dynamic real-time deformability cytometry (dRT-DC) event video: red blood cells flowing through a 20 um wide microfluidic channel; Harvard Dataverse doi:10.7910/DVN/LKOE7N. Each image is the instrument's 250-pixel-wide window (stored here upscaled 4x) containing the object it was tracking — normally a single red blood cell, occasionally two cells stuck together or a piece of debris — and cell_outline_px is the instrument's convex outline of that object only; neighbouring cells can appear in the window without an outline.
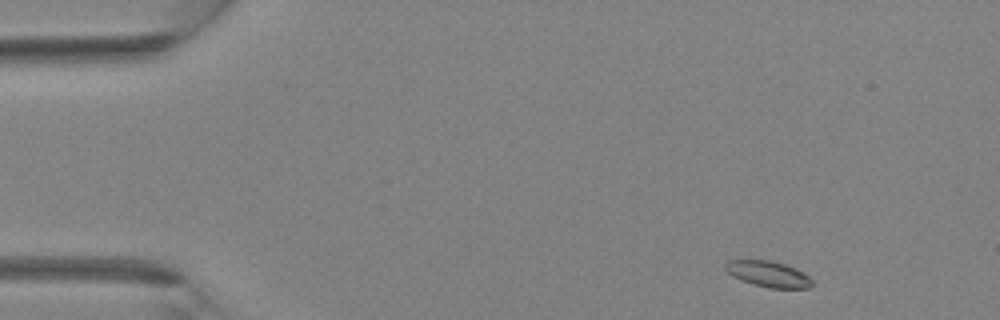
{"species": "Egyptian fruit bat (a non-hibernating species)", "species_latin": "Rousettus aegyptiacus", "temperature_condition": "room temperature", "stored_images_in_passage": 35, "camera_frame_rate_fps": 3000, "um_per_image_px": 0.085, "animal": {"sex": "female"}, "frame": {"image": 1, "passage_image": 2, "time_ms": 0.333, "image_size_px": [1000, 320], "cell_outline_px": [[816, 284], [808, 288], [772, 288], [752, 284], [740, 280], [732, 276], [724, 268], [724, 264], [728, 260], [768, 260], [784, 264], [796, 268], [804, 272]], "centroid_in_image_um": [65.31, 23.29], "position_along_channel_um": 19.7, "area_um2": 13.24}}
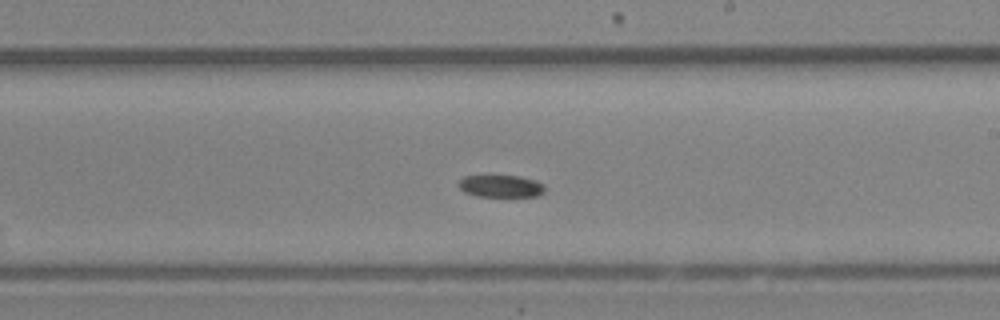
{"frame": {"image": 2, "passage_image": 20, "time_ms": 6.333, "image_size_px": [1000, 320], "cell_outline_px": [[544, 192], [536, 196], [476, 196], [464, 192], [460, 188], [460, 180], [464, 176], [520, 176], [536, 180], [544, 184]], "centroid_in_image_um": [42.6, 15.82], "position_along_channel_um": 246.4, "area_um2": 11.04}}
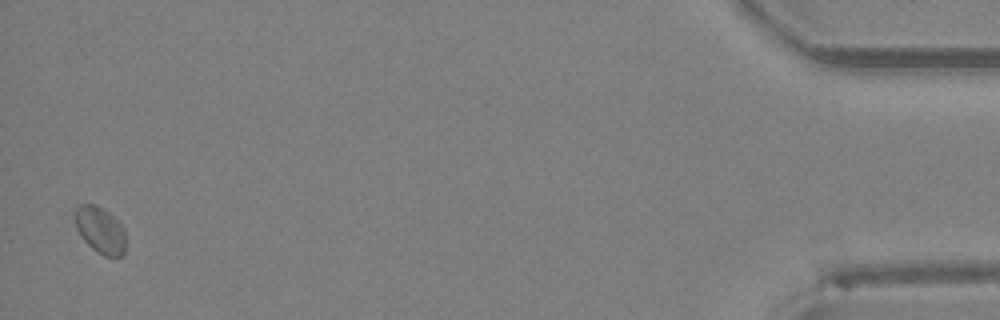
{"frame": {"image": 3, "passage_image": 35, "time_ms": 11.333, "image_size_px": [1000, 320], "cell_outline_px": [[124, 252], [120, 256], [104, 256], [92, 248], [80, 236], [76, 228], [76, 208], [80, 204], [96, 204], [108, 212], [124, 228]], "centroid_in_image_um": [8.51, 19.55], "position_along_channel_um": 426.7, "area_um2": 13.47}}